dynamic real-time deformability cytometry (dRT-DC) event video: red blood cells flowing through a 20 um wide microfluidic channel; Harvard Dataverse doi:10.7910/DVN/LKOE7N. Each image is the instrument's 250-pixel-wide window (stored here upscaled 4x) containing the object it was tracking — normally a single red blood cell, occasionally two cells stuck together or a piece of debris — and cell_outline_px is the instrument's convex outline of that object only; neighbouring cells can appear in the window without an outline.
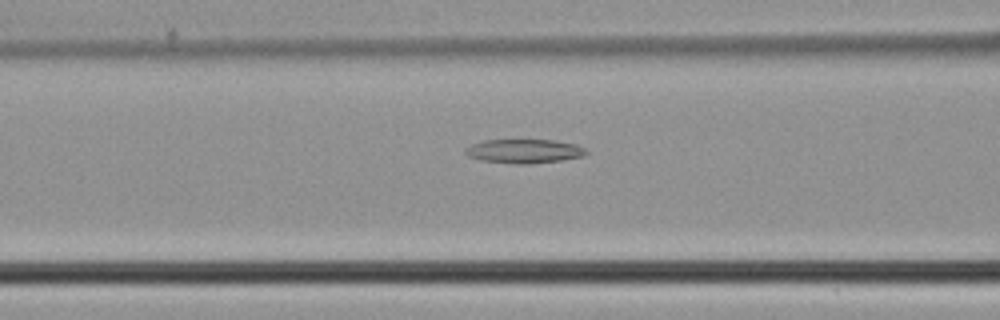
{"species": "common noctule bat (a hibernating species)", "species_latin": "Nyctalus noctula", "temperature_condition": "cold", "stored_images_in_passage": 35, "camera_frame_rate_fps": 3000, "um_per_image_px": 0.085, "animal": {"sex": "male", "body_mass_g": 21.5, "forearm_length_mm": 52.0}, "frame": {"image": 1, "passage_image": 8, "time_ms": 2.333, "image_size_px": [1000, 320], "cell_outline_px": [[588, 152], [584, 156], [560, 160], [528, 164], [516, 164], [480, 160], [468, 156], [464, 152], [464, 148], [472, 144], [484, 140], [552, 140], [576, 144], [584, 148]], "centroid_in_image_um": [44.52, 12.85], "position_along_channel_um": 122.1, "area_um2": 16.88}}
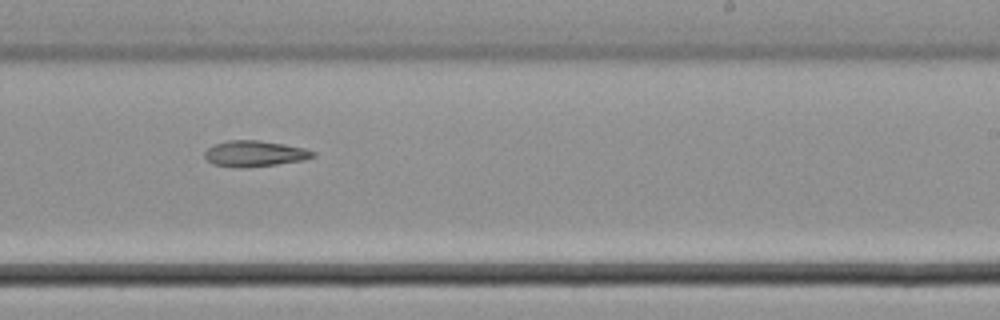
{"frame": {"image": 2, "passage_image": 18, "time_ms": 5.667, "image_size_px": [1000, 320], "cell_outline_px": [[316, 156], [304, 160], [276, 164], [244, 168], [236, 168], [212, 164], [204, 156], [204, 152], [212, 144], [228, 140], [260, 140], [284, 144], [304, 148], [316, 152]], "centroid_in_image_um": [21.63, 13.06], "position_along_channel_um": 267.4, "area_um2": 16.53}}
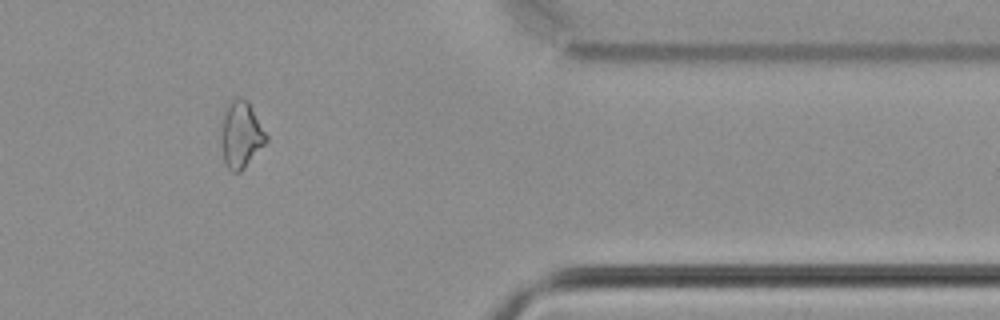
{"frame": {"image": 3, "passage_image": 28, "time_ms": 9.0, "image_size_px": [1000, 320], "cell_outline_px": [[268, 140], [244, 168], [240, 172], [232, 172], [228, 168], [224, 160], [220, 144], [220, 124], [224, 112], [228, 104], [236, 96], [240, 96], [248, 100], [268, 136]], "centroid_in_image_um": [20.46, 11.42], "position_along_channel_um": 390.9, "area_um2": 17.8}}